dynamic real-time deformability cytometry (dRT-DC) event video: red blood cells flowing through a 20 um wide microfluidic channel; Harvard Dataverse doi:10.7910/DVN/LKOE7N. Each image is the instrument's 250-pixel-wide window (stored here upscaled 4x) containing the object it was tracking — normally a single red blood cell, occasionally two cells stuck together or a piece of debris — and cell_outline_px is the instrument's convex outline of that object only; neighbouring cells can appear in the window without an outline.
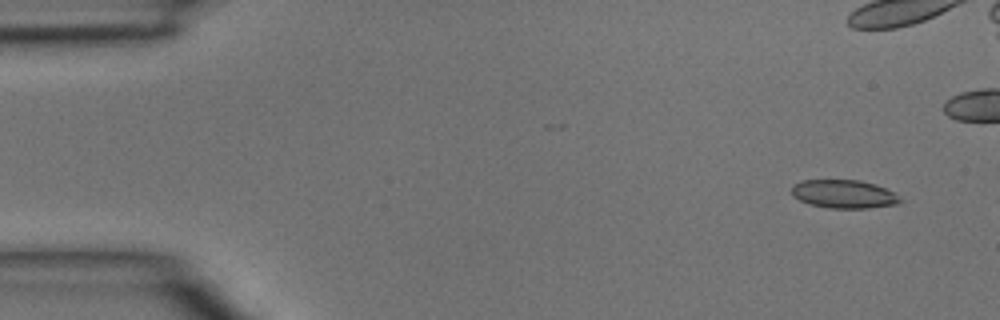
{"species": "common noctule bat (a hibernating species)", "species_latin": "Nyctalus noctula", "temperature_condition": "room temperature", "stored_images_in_passage": 3, "camera_frame_rate_fps": 3000, "um_per_image_px": 0.085, "animal": {"sex": "male", "body_mass_g": 15.6}, "frame": {"image": 1, "passage_image": 1, "time_ms": 0.0, "image_size_px": [1000, 320], "cell_outline_px": [[904, 200], [896, 204], [868, 208], [828, 208], [812, 204], [800, 200], [792, 196], [792, 184], [800, 180], [860, 180], [876, 184], [892, 192]], "centroid_in_image_um": [71.71, 16.48], "position_along_channel_um": 13.3, "area_um2": 17.92}}